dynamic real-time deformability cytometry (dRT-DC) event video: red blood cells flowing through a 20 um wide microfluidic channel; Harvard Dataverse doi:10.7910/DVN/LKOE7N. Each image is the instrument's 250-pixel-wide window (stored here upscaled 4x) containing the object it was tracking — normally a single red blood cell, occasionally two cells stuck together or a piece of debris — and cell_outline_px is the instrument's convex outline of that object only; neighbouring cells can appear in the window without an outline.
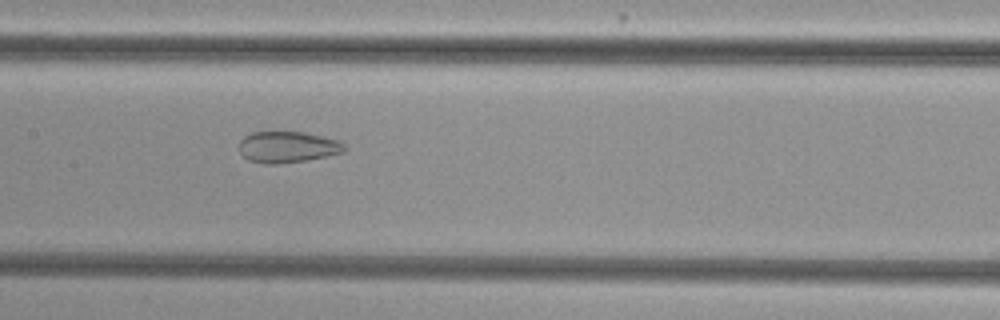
{"species": "common noctule bat (a hibernating species)", "species_latin": "Nyctalus noctula", "temperature_condition": "cold", "stored_images_in_passage": 30, "camera_frame_rate_fps": 3000, "um_per_image_px": 0.085, "animal": {"sex": "female", "body_mass_g": 29.2, "forearm_length_mm": 56.3}, "frame": {"image": 1, "passage_image": 10, "time_ms": 3.0, "image_size_px": [1000, 320], "cell_outline_px": [[344, 152], [328, 156], [304, 160], [276, 164], [264, 164], [248, 160], [240, 152], [240, 140], [244, 136], [252, 132], [304, 132], [336, 140], [344, 144]], "centroid_in_image_um": [24.41, 12.5], "position_along_channel_um": 183.0, "area_um2": 18.96}}
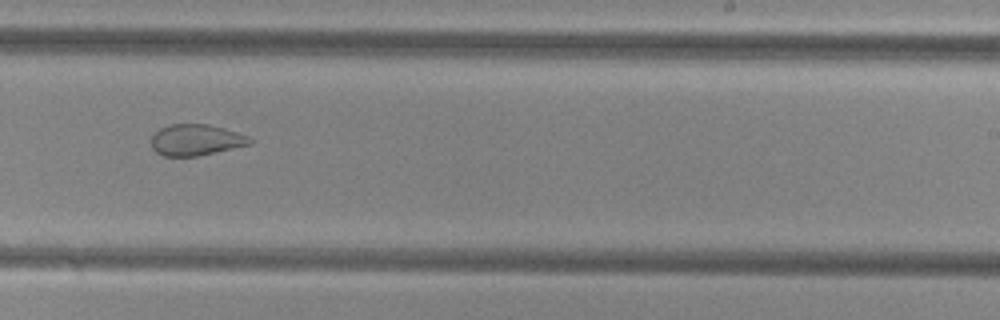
{"frame": {"image": 2, "passage_image": 17, "time_ms": 5.333, "image_size_px": [1000, 320], "cell_outline_px": [[252, 144], [196, 156], [164, 156], [156, 152], [152, 148], [152, 136], [160, 128], [168, 124], [208, 124], [224, 128], [248, 136], [252, 140]], "centroid_in_image_um": [16.65, 11.89], "position_along_channel_um": 272.4, "area_um2": 17.8}}
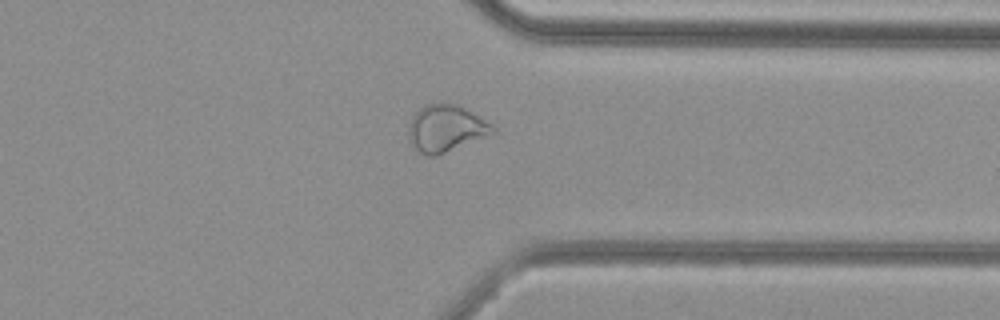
{"frame": {"image": 3, "passage_image": 25, "time_ms": 8.0, "image_size_px": [1000, 320], "cell_outline_px": [[496, 132], [436, 156], [428, 156], [420, 152], [416, 148], [408, 136], [408, 124], [412, 116], [424, 104], [456, 104], [472, 112], [492, 124], [496, 128]], "centroid_in_image_um": [37.89, 10.91], "position_along_channel_um": 373.5, "area_um2": 22.66}}